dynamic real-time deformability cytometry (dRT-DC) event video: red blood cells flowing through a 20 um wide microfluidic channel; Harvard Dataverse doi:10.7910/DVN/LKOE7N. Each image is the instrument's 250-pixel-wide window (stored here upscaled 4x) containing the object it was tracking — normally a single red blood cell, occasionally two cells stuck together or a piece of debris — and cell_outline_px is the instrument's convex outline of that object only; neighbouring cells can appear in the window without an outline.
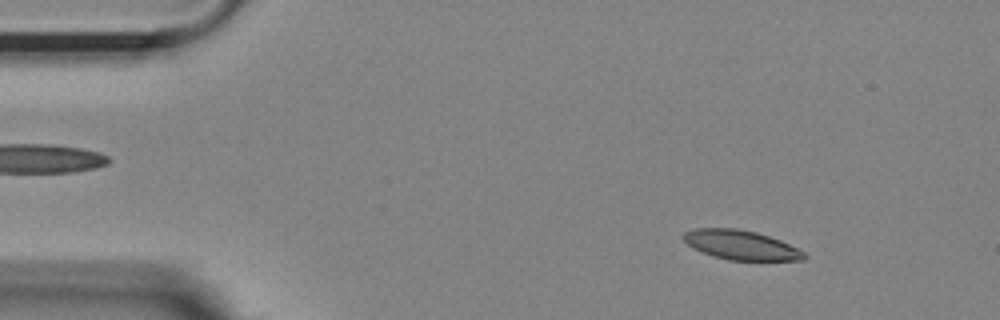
{"species": "Egyptian fruit bat (a non-hibernating species)", "species_latin": "Rousettus aegyptiacus", "temperature_condition": "room temperature", "stored_images_in_passage": 22, "camera_frame_rate_fps": 3000, "um_per_image_px": 0.085, "animal": {"sex": "female"}, "frame": {"image": 1, "passage_image": 6, "time_ms": 1.667, "image_size_px": [1000, 320], "cell_outline_px": [[808, 256], [804, 260], [728, 260], [692, 248], [680, 236], [684, 232], [696, 228], [736, 228], [756, 232], [780, 240], [804, 252]], "centroid_in_image_um": [62.96, 20.82], "position_along_channel_um": 22.0, "area_um2": 20.52}}
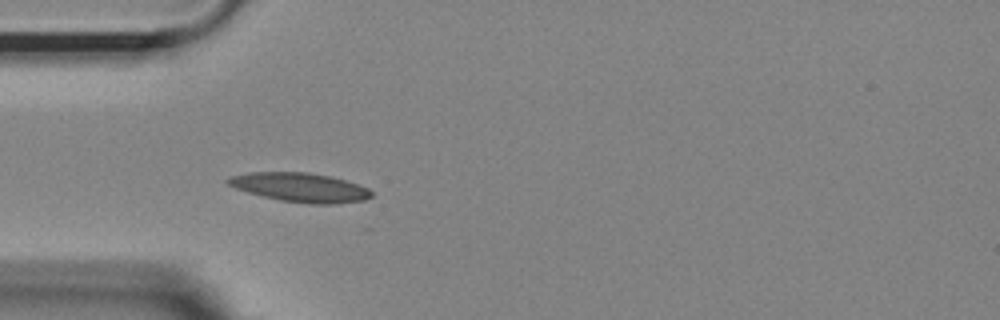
{"frame": {"image": 2, "passage_image": 15, "time_ms": 4.667, "image_size_px": [1000, 320], "cell_outline_px": [[372, 196], [364, 200], [336, 204], [308, 204], [280, 200], [248, 192], [236, 188], [228, 184], [224, 180], [232, 176], [252, 172], [308, 172], [332, 176], [368, 188], [372, 192]], "centroid_in_image_um": [25.53, 15.93], "position_along_channel_um": 59.5, "area_um2": 24.22}}
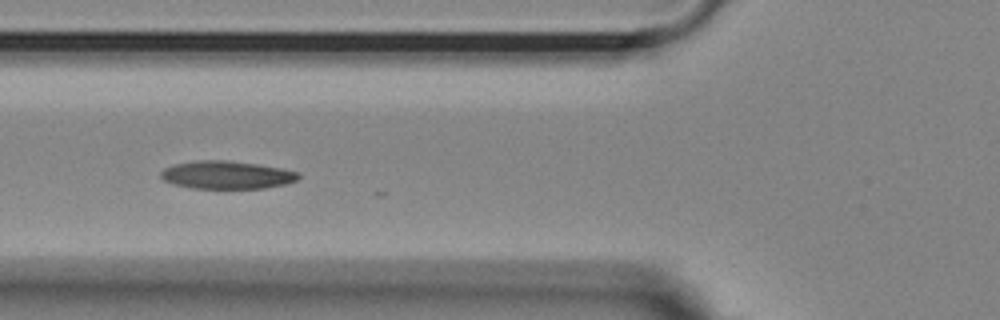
{"frame": {"image": 3, "passage_image": 19, "time_ms": 6.0, "image_size_px": [1000, 320], "cell_outline_px": [[300, 176], [296, 180], [284, 184], [264, 188], [192, 188], [172, 184], [164, 180], [160, 176], [160, 172], [164, 168], [176, 164], [196, 160], [228, 160], [256, 164], [280, 168], [300, 172]], "centroid_in_image_um": [19.25, 14.86], "position_along_channel_um": 106.6, "area_um2": 22.31}}